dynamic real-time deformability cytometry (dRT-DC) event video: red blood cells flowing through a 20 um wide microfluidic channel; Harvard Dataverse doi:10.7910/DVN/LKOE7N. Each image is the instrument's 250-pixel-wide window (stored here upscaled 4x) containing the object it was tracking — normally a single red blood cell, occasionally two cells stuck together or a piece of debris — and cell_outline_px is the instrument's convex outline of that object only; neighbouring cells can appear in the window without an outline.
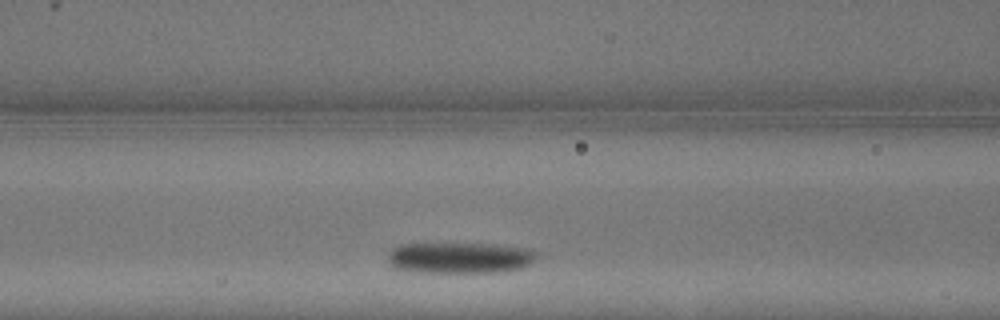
{"species": "common noctule bat (a hibernating species)", "species_latin": "Nyctalus noctula", "temperature_condition": "warm", "stored_images_in_passage": 7, "segment_of_instrument_passage": [1, 2], "camera_frame_rate_fps": 3000, "um_per_image_px": 0.085, "animal": {"sex": "male", "body_mass_g": 13.3}, "frame": {"image": 1, "passage_image": 4, "time_ms": 1.0, "image_size_px": [1000, 320], "cell_outline_px": [[540, 256], [532, 264], [520, 268], [496, 272], [420, 272], [392, 268], [388, 260], [388, 252], [392, 248], [400, 244], [496, 244], [528, 248], [540, 252]], "centroid_in_image_um": [39.14, 21.91], "position_along_channel_um": 127.5, "area_um2": 27.28}}
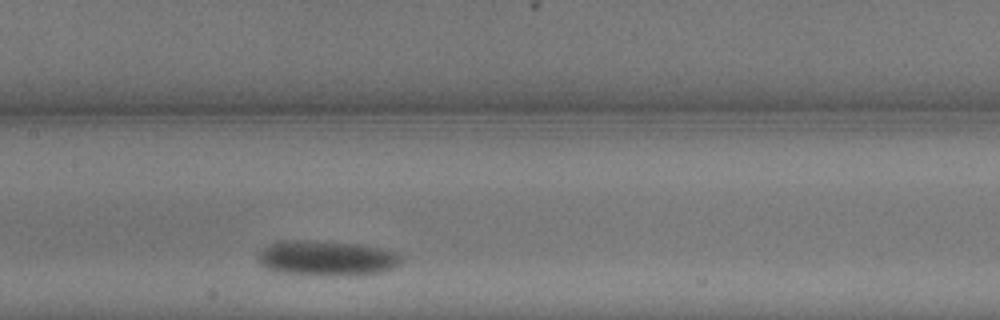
{"frame": {"image": 2, "passage_image": 6, "time_ms": 1.667, "image_size_px": [1000, 320], "cell_outline_px": [[404, 260], [396, 268], [384, 272], [348, 276], [316, 276], [276, 272], [260, 264], [256, 256], [268, 244], [288, 240], [316, 240], [360, 244], [400, 252]], "centroid_in_image_um": [27.83, 21.96], "position_along_channel_um": 179.6, "area_um2": 30.23}}